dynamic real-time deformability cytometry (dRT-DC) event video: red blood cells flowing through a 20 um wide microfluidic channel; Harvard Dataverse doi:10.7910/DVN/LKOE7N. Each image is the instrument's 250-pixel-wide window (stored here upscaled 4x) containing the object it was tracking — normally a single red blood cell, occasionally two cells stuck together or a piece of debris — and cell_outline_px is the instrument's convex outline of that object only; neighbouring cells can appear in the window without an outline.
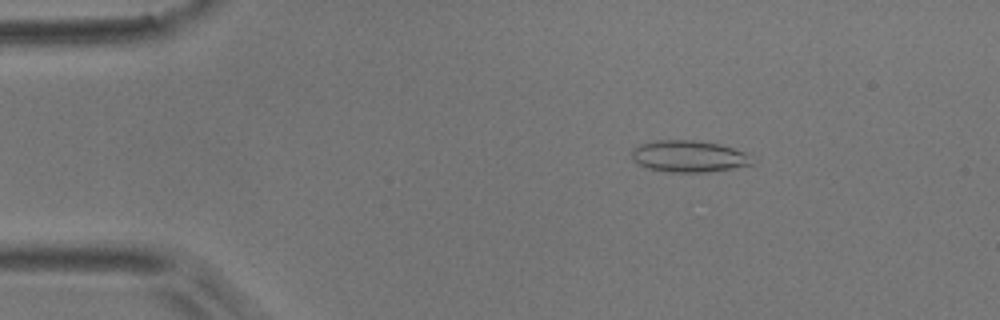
{"species": "common noctule bat (a hibernating species)", "species_latin": "Nyctalus noctula", "temperature_condition": "room temperature", "stored_images_in_passage": 54, "camera_frame_rate_fps": 3000, "um_per_image_px": 0.085, "animal": {"sex": "male", "body_mass_g": 17.9}, "frame": {"image": 1, "passage_image": 9, "time_ms": 2.667, "image_size_px": [1000, 320], "cell_outline_px": [[756, 160], [752, 164], [732, 168], [708, 172], [668, 172], [648, 168], [640, 164], [632, 156], [632, 148], [640, 144], [656, 140], [692, 140], [720, 144], [744, 152]], "centroid_in_image_um": [58.57, 13.28], "position_along_channel_um": 26.4, "area_um2": 22.08}}
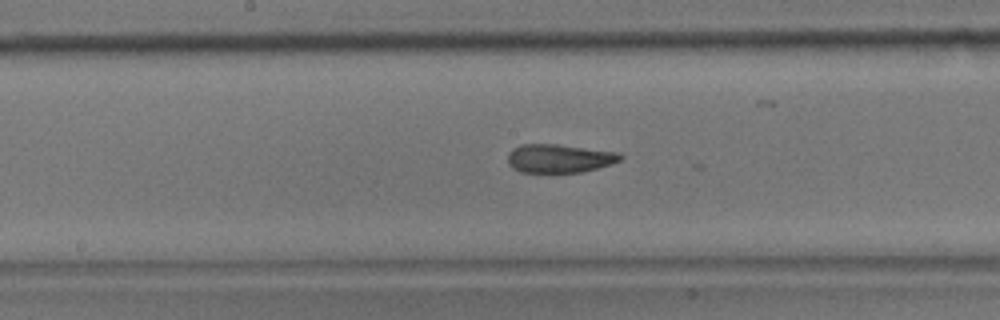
{"frame": {"image": 2, "passage_image": 28, "time_ms": 9.0, "image_size_px": [1000, 320], "cell_outline_px": [[624, 156], [620, 160], [612, 164], [580, 172], [520, 172], [512, 168], [508, 164], [508, 152], [512, 148], [520, 144], [556, 144], [620, 152]], "centroid_in_image_um": [47.52, 13.45], "position_along_channel_um": 200.7, "area_um2": 18.84}}
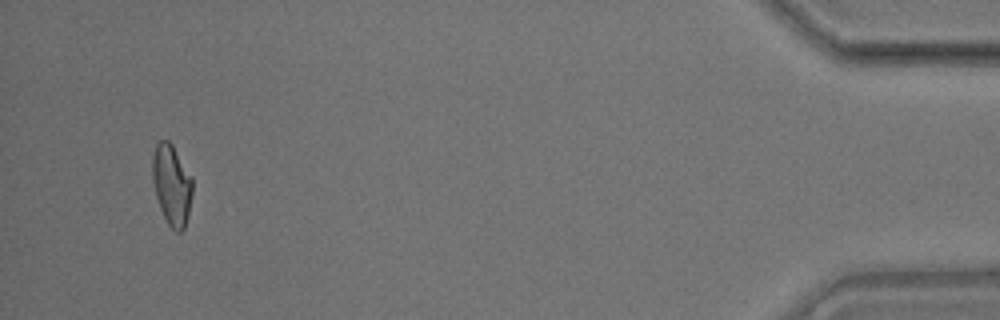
{"frame": {"image": 3, "passage_image": 52, "time_ms": 17.0, "image_size_px": [1000, 320], "cell_outline_px": [[192, 196], [184, 228], [180, 232], [176, 232], [168, 224], [160, 208], [156, 196], [152, 180], [152, 156], [156, 144], [160, 140], [168, 140], [172, 144], [192, 176]], "centroid_in_image_um": [14.59, 15.68], "position_along_channel_um": 420.6, "area_um2": 18.79}, "authors_computed_cell_mechanics": {"area_um2": 19.2763, "velocity_mm_per_s": 3.7059, "shape_relaxation_time_tau1_ms": null, "shape_relaxation_time_tau2_ms": 2.3162, "deformation_change_tau1": null, "deformation_change_tau2": 0.0986}}